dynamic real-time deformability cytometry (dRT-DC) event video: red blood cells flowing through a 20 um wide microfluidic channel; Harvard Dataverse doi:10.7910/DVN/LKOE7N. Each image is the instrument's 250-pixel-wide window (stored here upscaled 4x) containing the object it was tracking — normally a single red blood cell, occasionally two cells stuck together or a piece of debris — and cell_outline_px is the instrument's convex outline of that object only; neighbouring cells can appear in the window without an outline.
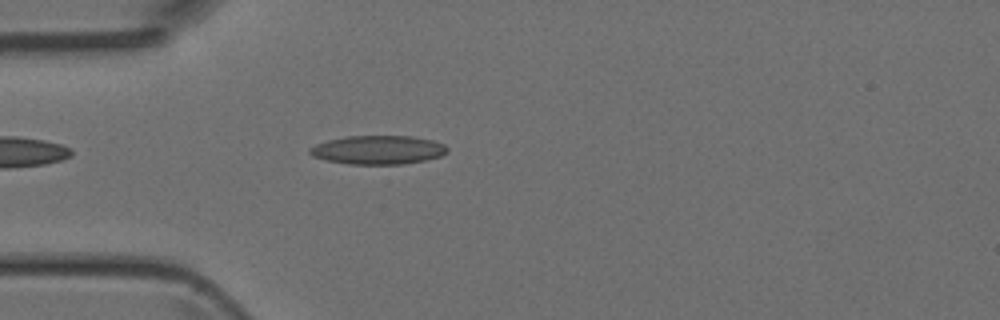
{"species": "Egyptian fruit bat (a non-hibernating species)", "species_latin": "Rousettus aegyptiacus", "temperature_condition": "room temperature", "stored_images_in_passage": 38, "camera_frame_rate_fps": 3000, "um_per_image_px": 0.085, "animal": {"sex": "female"}, "frame": {"image": 1, "passage_image": 4, "time_ms": 1.0, "image_size_px": [1000, 320], "cell_outline_px": [[448, 152], [440, 156], [424, 160], [404, 164], [348, 164], [328, 160], [312, 156], [308, 152], [308, 148], [316, 144], [328, 140], [344, 136], [412, 136], [432, 140], [444, 144], [448, 148]], "centroid_in_image_um": [32.12, 12.73], "position_along_channel_um": 52.9, "area_um2": 23.06}}
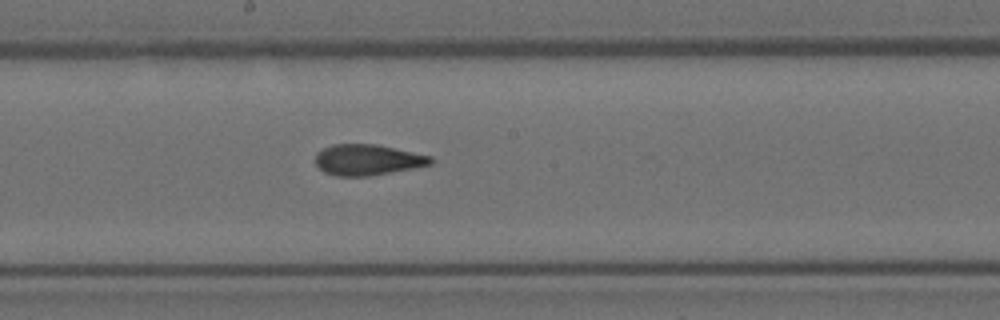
{"frame": {"image": 2, "passage_image": 16, "time_ms": 5.0, "image_size_px": [1000, 320], "cell_outline_px": [[436, 160], [432, 164], [372, 176], [336, 176], [324, 172], [316, 164], [316, 152], [332, 144], [376, 144], [432, 156]], "centroid_in_image_um": [31.26, 13.58], "position_along_channel_um": 216.9, "area_um2": 20.81}}
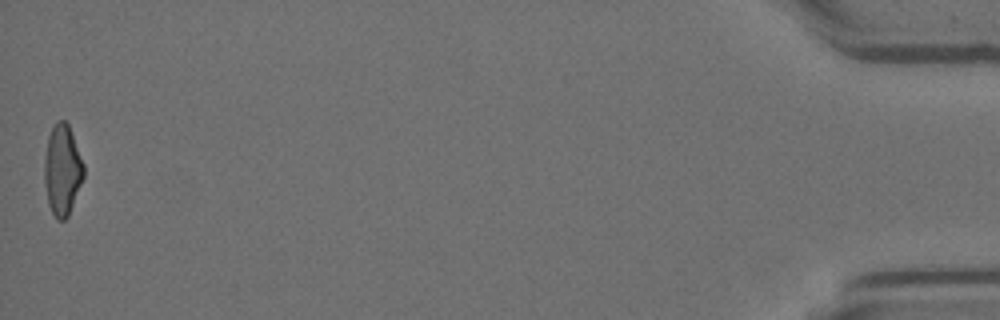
{"frame": {"image": 3, "passage_image": 38, "time_ms": 12.333, "image_size_px": [1000, 320], "cell_outline_px": [[84, 176], [68, 216], [64, 220], [56, 220], [48, 204], [44, 184], [44, 156], [48, 136], [56, 120], [64, 120], [68, 124], [84, 164]], "centroid_in_image_um": [5.28, 14.45], "position_along_channel_um": 429.9, "area_um2": 20.81}}